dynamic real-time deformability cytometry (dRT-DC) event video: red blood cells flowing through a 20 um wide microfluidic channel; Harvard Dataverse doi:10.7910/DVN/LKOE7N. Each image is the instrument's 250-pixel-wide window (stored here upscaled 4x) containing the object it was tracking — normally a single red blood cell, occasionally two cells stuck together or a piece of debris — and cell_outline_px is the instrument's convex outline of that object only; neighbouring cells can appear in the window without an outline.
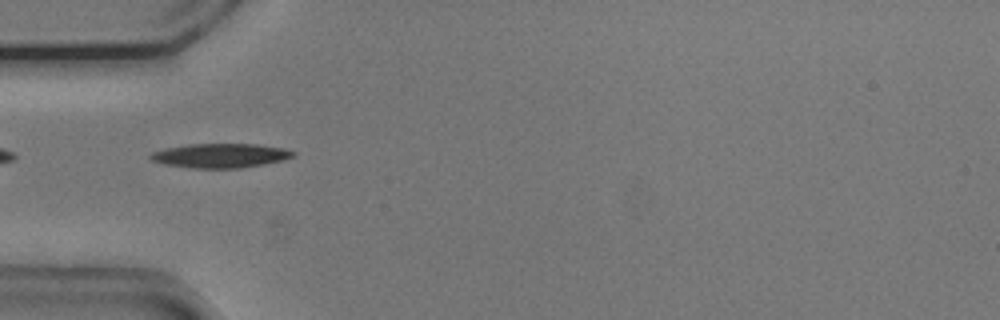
{"species": "common noctule bat (a hibernating species)", "species_latin": "Nyctalus noctula", "temperature_condition": "cold", "stored_images_in_passage": 38, "camera_frame_rate_fps": 3000, "um_per_image_px": 0.085, "animal": {"sex": "male", "body_mass_g": 20.5, "forearm_length_mm": 52.5}, "frame": {"image": 1, "passage_image": 1, "time_ms": 0.0, "image_size_px": [1000, 320], "cell_outline_px": [[296, 156], [284, 160], [264, 164], [240, 168], [192, 168], [164, 164], [152, 160], [148, 156], [152, 152], [164, 148], [188, 144], [256, 144], [284, 148], [296, 152]], "centroid_in_image_um": [18.75, 13.22], "position_along_channel_um": 66.2, "area_um2": 20.29}}
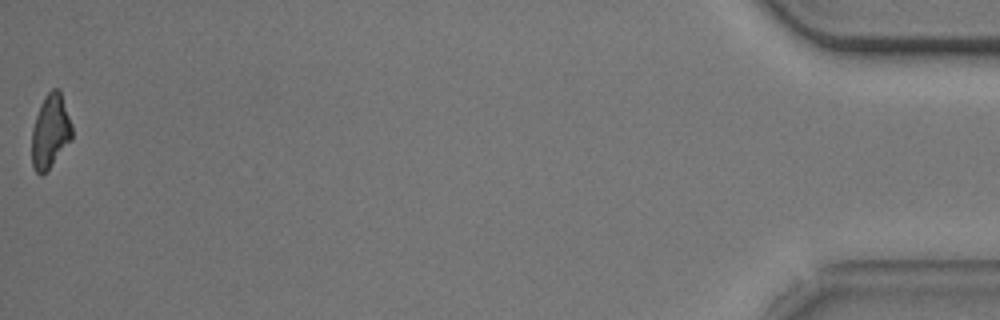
{"frame": {"image": 2, "passage_image": 38, "time_ms": 12.333, "image_size_px": [1000, 320], "cell_outline_px": [[72, 140], [52, 164], [40, 176], [32, 168], [32, 128], [40, 104], [44, 96], [52, 88], [60, 88], [72, 124]], "centroid_in_image_um": [4.28, 11.13], "position_along_channel_um": 430.9, "area_um2": 17.46}, "authors_computed_cell_mechanics": {"area_um2": 18.6983, "velocity_mm_per_s": 3.7434, "shape_relaxation_time_tau1_ms": 6.4405, "shape_relaxation_time_tau2_ms": 9.5273, "deformation_change_tau1": 0.2127, "deformation_change_tau2": 0.1863}}